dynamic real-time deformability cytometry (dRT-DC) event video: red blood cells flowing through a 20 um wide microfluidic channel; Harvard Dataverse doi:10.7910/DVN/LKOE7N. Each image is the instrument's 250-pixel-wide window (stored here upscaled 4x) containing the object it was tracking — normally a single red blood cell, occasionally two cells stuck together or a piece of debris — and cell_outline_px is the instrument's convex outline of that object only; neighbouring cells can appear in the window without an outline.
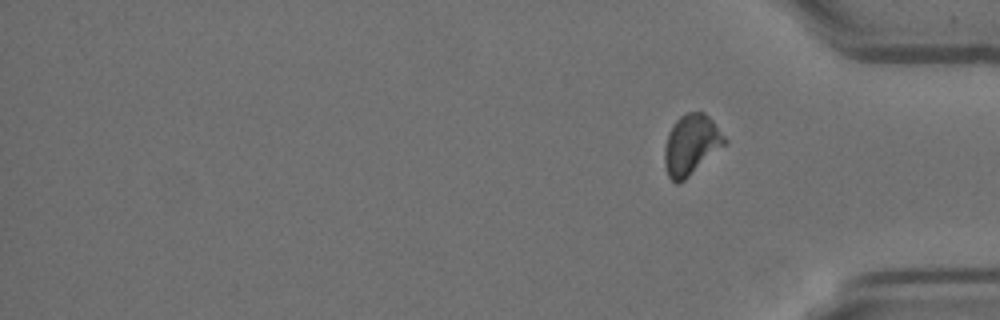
{"species": "Egyptian fruit bat (a non-hibernating species)", "species_latin": "Rousettus aegyptiacus", "temperature_condition": "room temperature", "stored_images_in_passage": 12, "segment_of_instrument_passage": [2, 2], "camera_frame_rate_fps": 3000, "um_per_image_px": 0.085, "animal": {"sex": "female"}, "frame": {"image": 1, "passage_image": 12, "time_ms": 3.667, "image_size_px": [1000, 320], "cell_outline_px": [[728, 144], [684, 180], [676, 184], [668, 176], [664, 164], [664, 148], [668, 132], [672, 124], [680, 116], [688, 112], [704, 112], [712, 120], [728, 140]], "centroid_in_image_um": [58.76, 12.3], "position_along_channel_um": 376.4, "area_um2": 21.39}}